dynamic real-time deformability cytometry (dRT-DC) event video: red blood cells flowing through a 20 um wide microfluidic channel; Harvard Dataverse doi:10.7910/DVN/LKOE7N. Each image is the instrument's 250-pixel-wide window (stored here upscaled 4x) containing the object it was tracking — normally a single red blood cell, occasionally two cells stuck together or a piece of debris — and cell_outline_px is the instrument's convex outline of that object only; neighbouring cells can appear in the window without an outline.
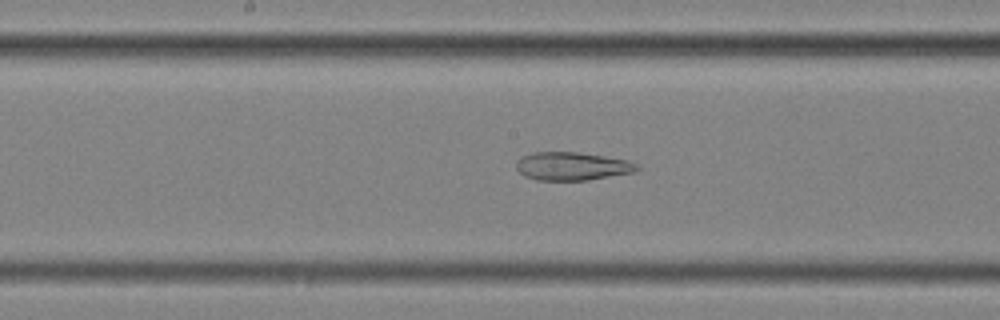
{"species": "common noctule bat (a hibernating species)", "species_latin": "Nyctalus noctula", "temperature_condition": "cold", "stored_images_in_passage": 56, "segment_of_instrument_passage": [2, 2], "camera_frame_rate_fps": 3000, "um_per_image_px": 0.085, "animal": {"sex": "female", "body_mass_g": 25.1}, "frame": {"image": 1, "passage_image": 30, "time_ms": 9.667, "image_size_px": [1000, 320], "cell_outline_px": [[640, 168], [636, 172], [588, 180], [536, 180], [524, 176], [516, 168], [516, 160], [520, 156], [532, 152], [576, 152], [604, 156], [628, 160], [636, 164]], "centroid_in_image_um": [48.61, 14.13], "position_along_channel_um": 199.6, "area_um2": 20.0}}
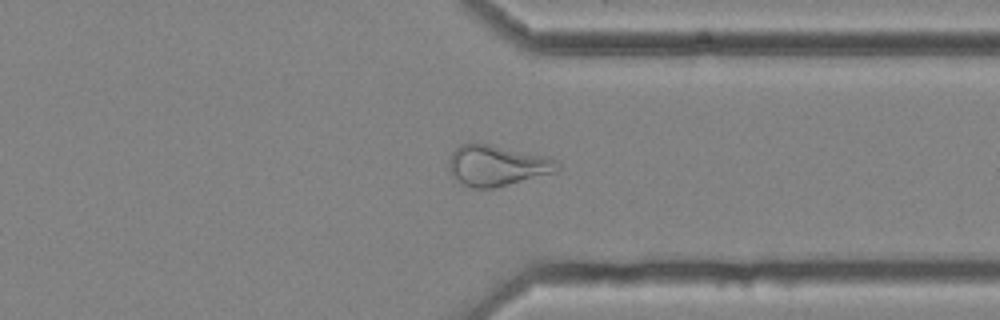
{"frame": {"image": 2, "passage_image": 44, "time_ms": 14.333, "image_size_px": [1000, 320], "cell_outline_px": [[560, 168], [556, 172], [492, 188], [472, 188], [464, 184], [452, 176], [448, 172], [448, 160], [452, 152], [460, 144], [488, 144], [544, 156], [560, 160]], "centroid_in_image_um": [42.23, 14.07], "position_along_channel_um": 369.2, "area_um2": 25.55}}
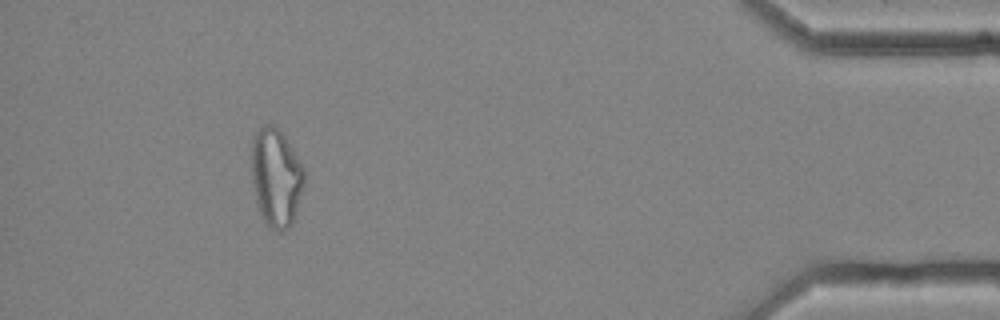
{"frame": {"image": 3, "passage_image": 52, "time_ms": 17.0, "image_size_px": [1000, 320], "cell_outline_px": [[304, 184], [292, 224], [284, 232], [276, 232], [264, 220], [260, 212], [256, 200], [252, 184], [252, 140], [256, 132], [260, 128], [268, 124], [276, 124], [284, 132], [304, 168]], "centroid_in_image_um": [23.48, 15.04], "position_along_channel_um": 411.7, "area_um2": 30.4}}